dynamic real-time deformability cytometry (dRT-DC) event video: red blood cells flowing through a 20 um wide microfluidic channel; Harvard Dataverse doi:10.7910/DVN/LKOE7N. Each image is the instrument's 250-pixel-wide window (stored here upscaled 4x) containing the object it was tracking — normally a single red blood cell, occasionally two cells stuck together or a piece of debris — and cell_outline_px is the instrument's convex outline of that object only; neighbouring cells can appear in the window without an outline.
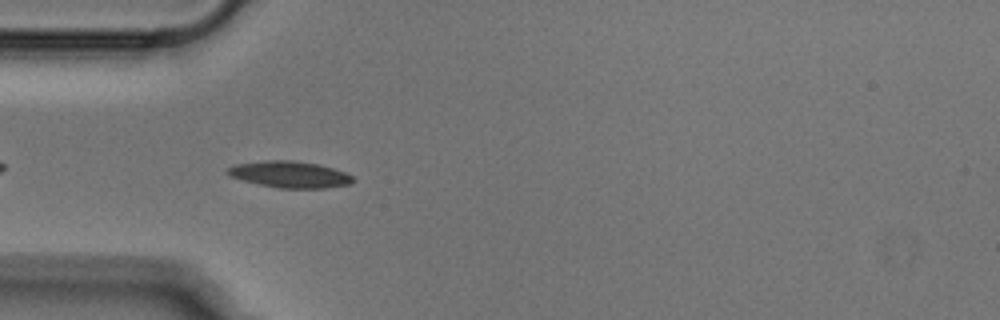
{"species": "Egyptian fruit bat (a non-hibernating species)", "species_latin": "Rousettus aegyptiacus", "temperature_condition": "cold", "stored_images_in_passage": 41, "camera_frame_rate_fps": 3000, "um_per_image_px": 0.085, "animal": {"sex": "male"}, "frame": {"image": 1, "passage_image": 4, "time_ms": 1.0, "image_size_px": [1000, 320], "cell_outline_px": [[352, 180], [348, 184], [324, 188], [280, 188], [260, 184], [228, 176], [224, 172], [228, 168], [236, 164], [264, 160], [292, 160], [320, 164], [344, 172], [352, 176]], "centroid_in_image_um": [24.58, 14.81], "position_along_channel_um": 60.4, "area_um2": 19.19}}
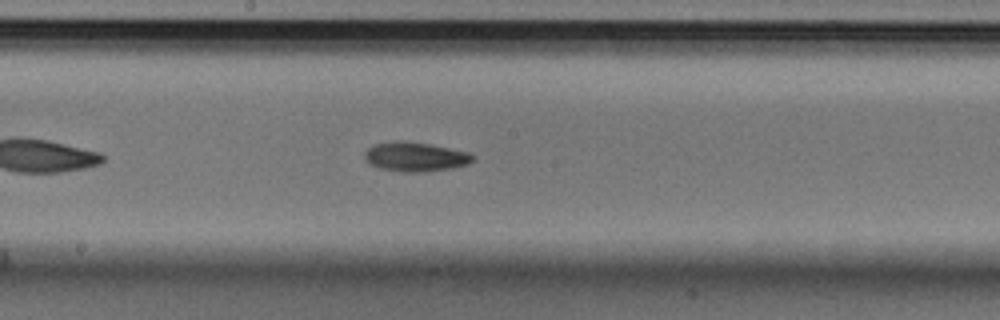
{"frame": {"image": 2, "passage_image": 16, "time_ms": 5.0, "image_size_px": [1000, 320], "cell_outline_px": [[476, 156], [468, 164], [452, 168], [424, 172], [400, 172], [380, 168], [368, 164], [364, 160], [364, 152], [368, 148], [376, 144], [396, 140], [404, 140], [428, 144], [468, 152]], "centroid_in_image_um": [35.26, 13.33], "position_along_channel_um": 212.9, "area_um2": 18.61}}
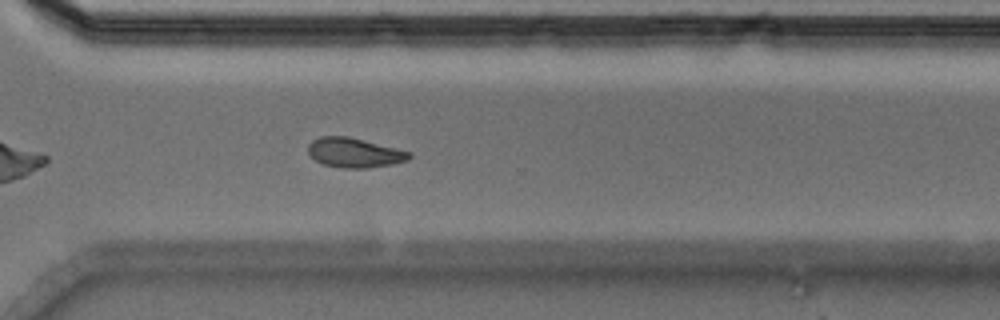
{"frame": {"image": 3, "passage_image": 26, "time_ms": 8.333, "image_size_px": [1000, 320], "cell_outline_px": [[412, 156], [408, 160], [392, 164], [364, 168], [344, 168], [324, 164], [316, 160], [308, 152], [308, 144], [312, 140], [320, 136], [348, 136], [412, 152]], "centroid_in_image_um": [30.13, 12.97], "position_along_channel_um": 340.5, "area_um2": 17.34}}